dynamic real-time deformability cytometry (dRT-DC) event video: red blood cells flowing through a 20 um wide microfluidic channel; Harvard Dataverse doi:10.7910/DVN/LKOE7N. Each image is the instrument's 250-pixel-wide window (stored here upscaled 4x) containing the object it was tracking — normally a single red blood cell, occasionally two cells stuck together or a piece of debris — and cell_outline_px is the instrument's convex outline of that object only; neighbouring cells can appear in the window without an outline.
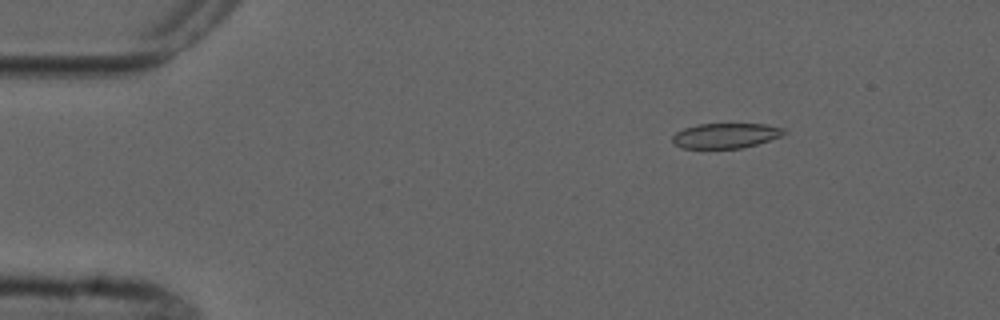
{"species": "common noctule bat (a hibernating species)", "species_latin": "Nyctalus noctula", "temperature_condition": "cold", "stored_images_in_passage": 6, "camera_frame_rate_fps": 3000, "um_per_image_px": 0.085, "animal": {"sex": "male", "forearm_length_mm": 52.5}, "frame": {"image": 1, "passage_image": 3, "time_ms": 2.333, "image_size_px": [1000, 320], "cell_outline_px": [[788, 132], [784, 136], [756, 144], [740, 148], [680, 148], [672, 140], [672, 136], [676, 132], [684, 128], [696, 124], [764, 124], [784, 128]], "centroid_in_image_um": [61.71, 11.52], "position_along_channel_um": 23.3, "area_um2": 16.36}}
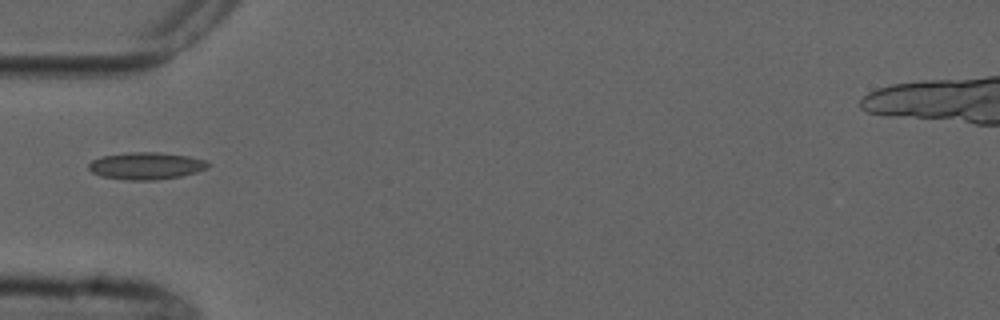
{"frame": {"image": 2, "passage_image": 6, "time_ms": 5.667, "image_size_px": [1000, 320], "cell_outline_px": [[212, 164], [208, 168], [196, 172], [180, 176], [156, 180], [128, 180], [100, 176], [92, 172], [88, 168], [88, 164], [92, 160], [100, 156], [128, 152], [160, 152], [188, 156], [204, 160]], "centroid_in_image_um": [12.41, 14.09], "position_along_channel_um": 72.6, "area_um2": 19.02}}